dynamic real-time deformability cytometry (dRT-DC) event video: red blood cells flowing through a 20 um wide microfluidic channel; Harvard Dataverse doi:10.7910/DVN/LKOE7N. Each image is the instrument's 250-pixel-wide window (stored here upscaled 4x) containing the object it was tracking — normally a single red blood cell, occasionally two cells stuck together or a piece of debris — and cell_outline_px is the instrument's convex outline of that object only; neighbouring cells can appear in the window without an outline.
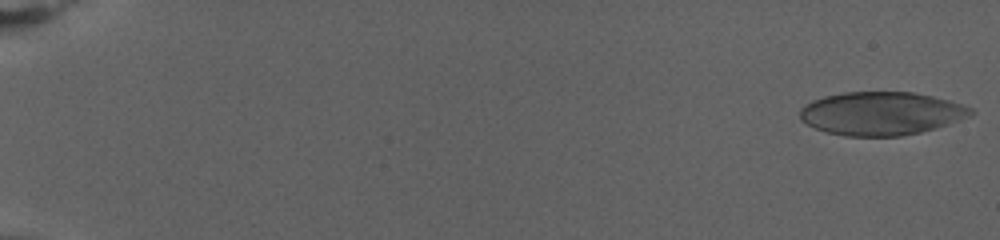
{"species": "human", "species_latin": "Homo sapiens", "temperature_condition": "warm", "stored_images_in_passage": 78, "camera_frame_rate_fps": 3000, "um_per_image_px": 0.085, "donor": {"sex": "female"}, "frame": {"image": 1, "passage_image": 1, "time_ms": 0.0, "image_size_px": [1000, 240], "cell_outline_px": [[976, 112], [956, 120], [920, 132], [900, 136], [848, 136], [828, 132], [816, 128], [800, 120], [800, 108], [812, 100], [824, 96], [844, 92], [912, 92], [932, 96], [948, 100], [972, 108]], "centroid_in_image_um": [74.85, 9.63], "position_along_channel_um": 10.2, "area_um2": 42.54}}
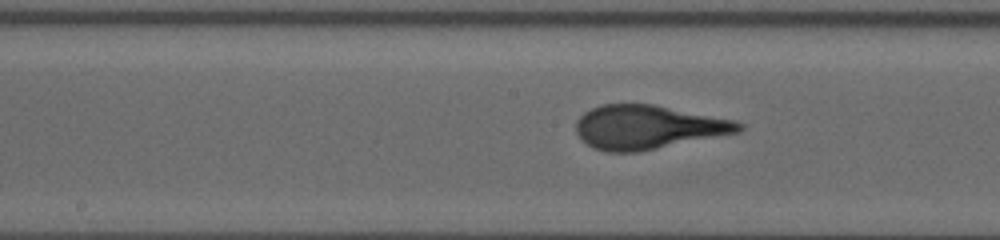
{"frame": {"image": 2, "passage_image": 43, "time_ms": 14.0, "image_size_px": [1000, 240], "cell_outline_px": [[744, 128], [740, 132], [636, 152], [604, 152], [592, 148], [580, 140], [576, 132], [576, 120], [584, 112], [600, 104], [652, 104], [732, 120], [744, 124]], "centroid_in_image_um": [55.0, 10.82], "position_along_channel_um": 193.2, "area_um2": 41.44}}
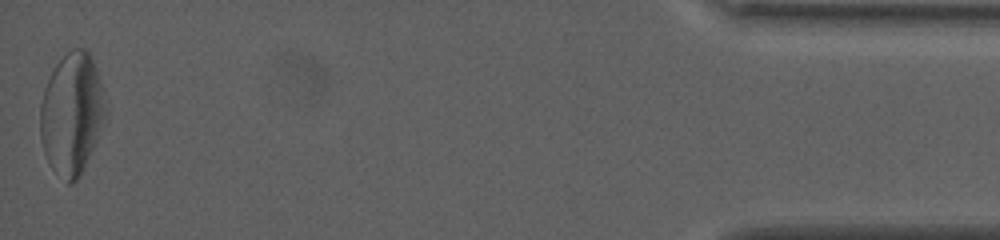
{"frame": {"image": 3, "passage_image": 78, "time_ms": 25.667, "image_size_px": [1000, 240], "cell_outline_px": [[108, 112], [96, 140], [76, 180], [72, 184], [68, 184], [48, 160], [44, 152], [40, 136], [40, 104], [44, 88], [56, 64], [72, 48], [84, 48], [92, 56], [96, 68]], "centroid_in_image_um": [6.1, 9.61], "position_along_channel_um": 429.1, "area_um2": 45.55}}